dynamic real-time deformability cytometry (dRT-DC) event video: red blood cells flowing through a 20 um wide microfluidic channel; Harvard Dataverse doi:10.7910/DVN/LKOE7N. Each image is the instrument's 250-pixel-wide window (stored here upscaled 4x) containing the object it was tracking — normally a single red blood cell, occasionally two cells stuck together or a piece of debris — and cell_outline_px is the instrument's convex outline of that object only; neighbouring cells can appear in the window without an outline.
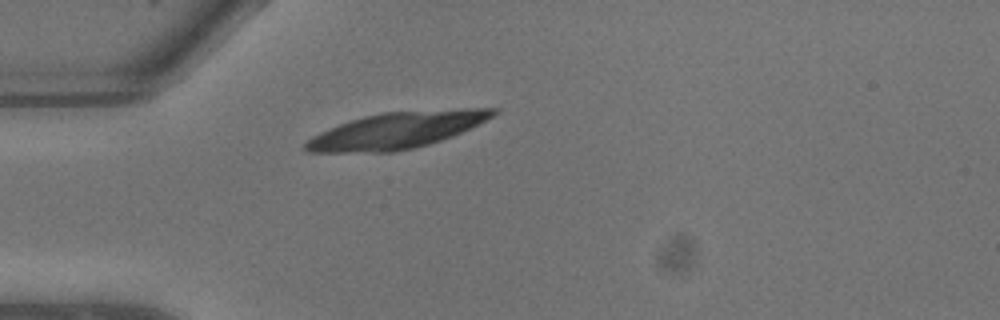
{"species": "common noctule bat (a hibernating species)", "species_latin": "Nyctalus noctula", "temperature_condition": "warm", "stored_images_in_passage": 3, "camera_frame_rate_fps": 3000, "um_per_image_px": 0.085, "animal": {"sex": "male", "body_mass_g": 13.3}, "frame": {"image": 1, "passage_image": 1, "time_ms": 0.0, "image_size_px": [1000, 320], "cell_outline_px": [[500, 112], [452, 136], [416, 148], [392, 152], [308, 152], [304, 148], [304, 144], [312, 136], [320, 132], [340, 124], [364, 116], [384, 112], [464, 108], [500, 108]], "centroid_in_image_um": [33.73, 11.07], "position_along_channel_um": 51.3, "area_um2": 39.25}}